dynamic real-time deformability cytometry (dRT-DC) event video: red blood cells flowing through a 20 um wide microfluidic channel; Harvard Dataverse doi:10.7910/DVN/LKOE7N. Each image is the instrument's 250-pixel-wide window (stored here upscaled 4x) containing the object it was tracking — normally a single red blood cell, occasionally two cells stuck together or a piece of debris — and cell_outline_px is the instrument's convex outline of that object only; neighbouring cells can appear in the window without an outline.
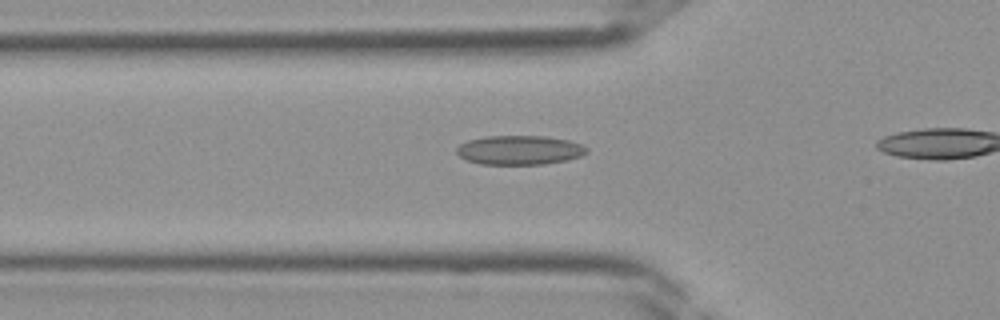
{"species": "Egyptian fruit bat (a non-hibernating species)", "species_latin": "Rousettus aegyptiacus", "temperature_condition": "room temperature", "stored_images_in_passage": 6, "camera_frame_rate_fps": 3000, "um_per_image_px": 0.085, "frame": {"image": 1, "passage_image": 2, "time_ms": 0.333, "image_size_px": [1000, 320], "cell_outline_px": [[588, 152], [580, 156], [568, 160], [544, 164], [480, 164], [464, 160], [456, 152], [456, 148], [460, 144], [468, 140], [484, 136], [544, 136], [568, 140], [584, 144], [588, 148]], "centroid_in_image_um": [44.16, 12.75], "position_along_channel_um": 81.6, "area_um2": 22.37}}
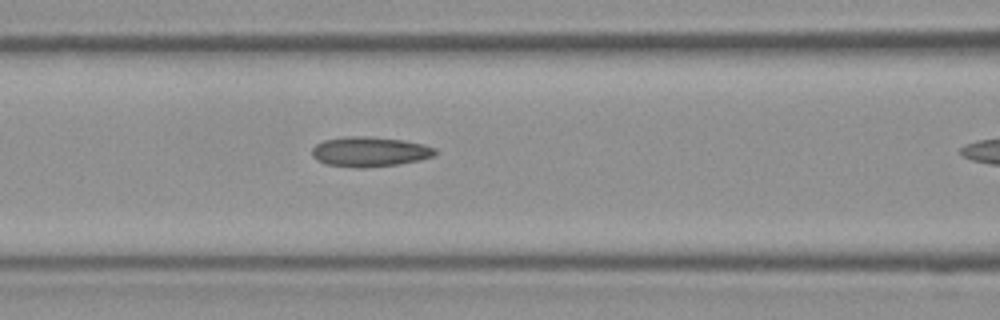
{"frame": {"image": 2, "passage_image": 5, "time_ms": 1.333, "image_size_px": [1000, 320], "cell_outline_px": [[436, 156], [420, 160], [396, 164], [364, 168], [356, 168], [328, 164], [316, 160], [312, 156], [312, 148], [316, 144], [324, 140], [352, 136], [368, 136], [404, 140], [424, 144], [436, 148]], "centroid_in_image_um": [31.45, 12.89], "position_along_channel_um": 135.2, "area_um2": 21.5}}